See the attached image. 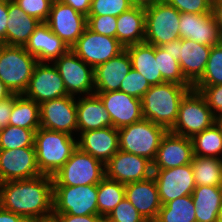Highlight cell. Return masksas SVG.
<instances>
[{
	"label": "cell",
	"mask_w": 222,
	"mask_h": 222,
	"mask_svg": "<svg viewBox=\"0 0 222 222\" xmlns=\"http://www.w3.org/2000/svg\"><path fill=\"white\" fill-rule=\"evenodd\" d=\"M0 206L29 222L49 220L53 214V176L0 183Z\"/></svg>",
	"instance_id": "obj_1"
},
{
	"label": "cell",
	"mask_w": 222,
	"mask_h": 222,
	"mask_svg": "<svg viewBox=\"0 0 222 222\" xmlns=\"http://www.w3.org/2000/svg\"><path fill=\"white\" fill-rule=\"evenodd\" d=\"M191 89L193 86L166 82L152 85L141 99L143 118L169 131L177 120L181 100Z\"/></svg>",
	"instance_id": "obj_2"
},
{
	"label": "cell",
	"mask_w": 222,
	"mask_h": 222,
	"mask_svg": "<svg viewBox=\"0 0 222 222\" xmlns=\"http://www.w3.org/2000/svg\"><path fill=\"white\" fill-rule=\"evenodd\" d=\"M72 135L40 127L35 133L34 147L39 171L53 176L77 149Z\"/></svg>",
	"instance_id": "obj_3"
},
{
	"label": "cell",
	"mask_w": 222,
	"mask_h": 222,
	"mask_svg": "<svg viewBox=\"0 0 222 222\" xmlns=\"http://www.w3.org/2000/svg\"><path fill=\"white\" fill-rule=\"evenodd\" d=\"M37 63L24 46L0 44V80L12 94H24Z\"/></svg>",
	"instance_id": "obj_4"
},
{
	"label": "cell",
	"mask_w": 222,
	"mask_h": 222,
	"mask_svg": "<svg viewBox=\"0 0 222 222\" xmlns=\"http://www.w3.org/2000/svg\"><path fill=\"white\" fill-rule=\"evenodd\" d=\"M168 130L148 119L118 129L119 150L154 161L158 147Z\"/></svg>",
	"instance_id": "obj_5"
},
{
	"label": "cell",
	"mask_w": 222,
	"mask_h": 222,
	"mask_svg": "<svg viewBox=\"0 0 222 222\" xmlns=\"http://www.w3.org/2000/svg\"><path fill=\"white\" fill-rule=\"evenodd\" d=\"M180 12L165 0H160L145 7L144 42L162 46L180 39Z\"/></svg>",
	"instance_id": "obj_6"
},
{
	"label": "cell",
	"mask_w": 222,
	"mask_h": 222,
	"mask_svg": "<svg viewBox=\"0 0 222 222\" xmlns=\"http://www.w3.org/2000/svg\"><path fill=\"white\" fill-rule=\"evenodd\" d=\"M215 122L216 117L205 97L199 91L191 89L181 100L177 120L169 131L192 138Z\"/></svg>",
	"instance_id": "obj_7"
},
{
	"label": "cell",
	"mask_w": 222,
	"mask_h": 222,
	"mask_svg": "<svg viewBox=\"0 0 222 222\" xmlns=\"http://www.w3.org/2000/svg\"><path fill=\"white\" fill-rule=\"evenodd\" d=\"M105 177V164L78 147L53 175V186L98 184Z\"/></svg>",
	"instance_id": "obj_8"
},
{
	"label": "cell",
	"mask_w": 222,
	"mask_h": 222,
	"mask_svg": "<svg viewBox=\"0 0 222 222\" xmlns=\"http://www.w3.org/2000/svg\"><path fill=\"white\" fill-rule=\"evenodd\" d=\"M53 214L99 215L97 184L53 186Z\"/></svg>",
	"instance_id": "obj_9"
},
{
	"label": "cell",
	"mask_w": 222,
	"mask_h": 222,
	"mask_svg": "<svg viewBox=\"0 0 222 222\" xmlns=\"http://www.w3.org/2000/svg\"><path fill=\"white\" fill-rule=\"evenodd\" d=\"M179 61L185 79L193 86L203 75L212 46L191 39H178L161 46Z\"/></svg>",
	"instance_id": "obj_10"
},
{
	"label": "cell",
	"mask_w": 222,
	"mask_h": 222,
	"mask_svg": "<svg viewBox=\"0 0 222 222\" xmlns=\"http://www.w3.org/2000/svg\"><path fill=\"white\" fill-rule=\"evenodd\" d=\"M53 64L63 79L68 95L88 96L95 93L94 68L85 63L72 50L61 55Z\"/></svg>",
	"instance_id": "obj_11"
},
{
	"label": "cell",
	"mask_w": 222,
	"mask_h": 222,
	"mask_svg": "<svg viewBox=\"0 0 222 222\" xmlns=\"http://www.w3.org/2000/svg\"><path fill=\"white\" fill-rule=\"evenodd\" d=\"M124 46L114 37L93 32L88 27L70 48L79 58L93 68L117 56Z\"/></svg>",
	"instance_id": "obj_12"
},
{
	"label": "cell",
	"mask_w": 222,
	"mask_h": 222,
	"mask_svg": "<svg viewBox=\"0 0 222 222\" xmlns=\"http://www.w3.org/2000/svg\"><path fill=\"white\" fill-rule=\"evenodd\" d=\"M50 62H38L35 65L32 77L24 96L36 103L67 96L62 77L56 66Z\"/></svg>",
	"instance_id": "obj_13"
},
{
	"label": "cell",
	"mask_w": 222,
	"mask_h": 222,
	"mask_svg": "<svg viewBox=\"0 0 222 222\" xmlns=\"http://www.w3.org/2000/svg\"><path fill=\"white\" fill-rule=\"evenodd\" d=\"M153 176V162L146 157L118 150L105 164V177L123 184Z\"/></svg>",
	"instance_id": "obj_14"
},
{
	"label": "cell",
	"mask_w": 222,
	"mask_h": 222,
	"mask_svg": "<svg viewBox=\"0 0 222 222\" xmlns=\"http://www.w3.org/2000/svg\"><path fill=\"white\" fill-rule=\"evenodd\" d=\"M46 23L71 48L87 27V17L60 0H53Z\"/></svg>",
	"instance_id": "obj_15"
},
{
	"label": "cell",
	"mask_w": 222,
	"mask_h": 222,
	"mask_svg": "<svg viewBox=\"0 0 222 222\" xmlns=\"http://www.w3.org/2000/svg\"><path fill=\"white\" fill-rule=\"evenodd\" d=\"M153 178L162 205L176 198L191 195L196 187L191 163L169 169H153Z\"/></svg>",
	"instance_id": "obj_16"
},
{
	"label": "cell",
	"mask_w": 222,
	"mask_h": 222,
	"mask_svg": "<svg viewBox=\"0 0 222 222\" xmlns=\"http://www.w3.org/2000/svg\"><path fill=\"white\" fill-rule=\"evenodd\" d=\"M76 97L67 95L40 104V127L65 132L77 131Z\"/></svg>",
	"instance_id": "obj_17"
},
{
	"label": "cell",
	"mask_w": 222,
	"mask_h": 222,
	"mask_svg": "<svg viewBox=\"0 0 222 222\" xmlns=\"http://www.w3.org/2000/svg\"><path fill=\"white\" fill-rule=\"evenodd\" d=\"M39 175L35 147L0 150V183Z\"/></svg>",
	"instance_id": "obj_18"
},
{
	"label": "cell",
	"mask_w": 222,
	"mask_h": 222,
	"mask_svg": "<svg viewBox=\"0 0 222 222\" xmlns=\"http://www.w3.org/2000/svg\"><path fill=\"white\" fill-rule=\"evenodd\" d=\"M96 94L112 120V126L120 129L143 119L141 99L121 91Z\"/></svg>",
	"instance_id": "obj_19"
},
{
	"label": "cell",
	"mask_w": 222,
	"mask_h": 222,
	"mask_svg": "<svg viewBox=\"0 0 222 222\" xmlns=\"http://www.w3.org/2000/svg\"><path fill=\"white\" fill-rule=\"evenodd\" d=\"M193 157L191 138L167 131L158 147L153 169H169L190 164Z\"/></svg>",
	"instance_id": "obj_20"
},
{
	"label": "cell",
	"mask_w": 222,
	"mask_h": 222,
	"mask_svg": "<svg viewBox=\"0 0 222 222\" xmlns=\"http://www.w3.org/2000/svg\"><path fill=\"white\" fill-rule=\"evenodd\" d=\"M180 38L191 39L202 45L214 46L222 42V36L212 13H180Z\"/></svg>",
	"instance_id": "obj_21"
},
{
	"label": "cell",
	"mask_w": 222,
	"mask_h": 222,
	"mask_svg": "<svg viewBox=\"0 0 222 222\" xmlns=\"http://www.w3.org/2000/svg\"><path fill=\"white\" fill-rule=\"evenodd\" d=\"M79 135L78 148L104 164L119 150V132L113 126L83 131Z\"/></svg>",
	"instance_id": "obj_22"
},
{
	"label": "cell",
	"mask_w": 222,
	"mask_h": 222,
	"mask_svg": "<svg viewBox=\"0 0 222 222\" xmlns=\"http://www.w3.org/2000/svg\"><path fill=\"white\" fill-rule=\"evenodd\" d=\"M125 197L147 222L156 220L162 204L153 176L143 181L125 184Z\"/></svg>",
	"instance_id": "obj_23"
},
{
	"label": "cell",
	"mask_w": 222,
	"mask_h": 222,
	"mask_svg": "<svg viewBox=\"0 0 222 222\" xmlns=\"http://www.w3.org/2000/svg\"><path fill=\"white\" fill-rule=\"evenodd\" d=\"M24 48L36 57L38 62L51 63L70 50V48L50 30L46 22H40L33 34L29 37Z\"/></svg>",
	"instance_id": "obj_24"
},
{
	"label": "cell",
	"mask_w": 222,
	"mask_h": 222,
	"mask_svg": "<svg viewBox=\"0 0 222 222\" xmlns=\"http://www.w3.org/2000/svg\"><path fill=\"white\" fill-rule=\"evenodd\" d=\"M131 69L132 63L126 49L112 59L95 67V93L119 91L123 79Z\"/></svg>",
	"instance_id": "obj_25"
},
{
	"label": "cell",
	"mask_w": 222,
	"mask_h": 222,
	"mask_svg": "<svg viewBox=\"0 0 222 222\" xmlns=\"http://www.w3.org/2000/svg\"><path fill=\"white\" fill-rule=\"evenodd\" d=\"M79 97L76 99L78 134L112 126L110 115L96 94Z\"/></svg>",
	"instance_id": "obj_26"
},
{
	"label": "cell",
	"mask_w": 222,
	"mask_h": 222,
	"mask_svg": "<svg viewBox=\"0 0 222 222\" xmlns=\"http://www.w3.org/2000/svg\"><path fill=\"white\" fill-rule=\"evenodd\" d=\"M40 21L26 14L13 0H8L6 45L25 46Z\"/></svg>",
	"instance_id": "obj_27"
},
{
	"label": "cell",
	"mask_w": 222,
	"mask_h": 222,
	"mask_svg": "<svg viewBox=\"0 0 222 222\" xmlns=\"http://www.w3.org/2000/svg\"><path fill=\"white\" fill-rule=\"evenodd\" d=\"M145 7L133 6L117 17V40L125 47L145 39Z\"/></svg>",
	"instance_id": "obj_28"
},
{
	"label": "cell",
	"mask_w": 222,
	"mask_h": 222,
	"mask_svg": "<svg viewBox=\"0 0 222 222\" xmlns=\"http://www.w3.org/2000/svg\"><path fill=\"white\" fill-rule=\"evenodd\" d=\"M125 49L130 56L132 68L143 75L151 86L165 83L158 71L154 45L143 42L129 45Z\"/></svg>",
	"instance_id": "obj_29"
},
{
	"label": "cell",
	"mask_w": 222,
	"mask_h": 222,
	"mask_svg": "<svg viewBox=\"0 0 222 222\" xmlns=\"http://www.w3.org/2000/svg\"><path fill=\"white\" fill-rule=\"evenodd\" d=\"M197 222H217L222 205V187L196 186L191 194Z\"/></svg>",
	"instance_id": "obj_30"
},
{
	"label": "cell",
	"mask_w": 222,
	"mask_h": 222,
	"mask_svg": "<svg viewBox=\"0 0 222 222\" xmlns=\"http://www.w3.org/2000/svg\"><path fill=\"white\" fill-rule=\"evenodd\" d=\"M37 131L40 128V104L18 95L13 103L9 124Z\"/></svg>",
	"instance_id": "obj_31"
},
{
	"label": "cell",
	"mask_w": 222,
	"mask_h": 222,
	"mask_svg": "<svg viewBox=\"0 0 222 222\" xmlns=\"http://www.w3.org/2000/svg\"><path fill=\"white\" fill-rule=\"evenodd\" d=\"M191 166L196 186L222 187V159L194 156Z\"/></svg>",
	"instance_id": "obj_32"
},
{
	"label": "cell",
	"mask_w": 222,
	"mask_h": 222,
	"mask_svg": "<svg viewBox=\"0 0 222 222\" xmlns=\"http://www.w3.org/2000/svg\"><path fill=\"white\" fill-rule=\"evenodd\" d=\"M191 140L194 156L222 159V132L216 123L195 134Z\"/></svg>",
	"instance_id": "obj_33"
},
{
	"label": "cell",
	"mask_w": 222,
	"mask_h": 222,
	"mask_svg": "<svg viewBox=\"0 0 222 222\" xmlns=\"http://www.w3.org/2000/svg\"><path fill=\"white\" fill-rule=\"evenodd\" d=\"M154 222H197L192 196L179 197L162 205Z\"/></svg>",
	"instance_id": "obj_34"
},
{
	"label": "cell",
	"mask_w": 222,
	"mask_h": 222,
	"mask_svg": "<svg viewBox=\"0 0 222 222\" xmlns=\"http://www.w3.org/2000/svg\"><path fill=\"white\" fill-rule=\"evenodd\" d=\"M124 197L125 184L104 177L97 184V205L99 215L106 218Z\"/></svg>",
	"instance_id": "obj_35"
},
{
	"label": "cell",
	"mask_w": 222,
	"mask_h": 222,
	"mask_svg": "<svg viewBox=\"0 0 222 222\" xmlns=\"http://www.w3.org/2000/svg\"><path fill=\"white\" fill-rule=\"evenodd\" d=\"M35 130L7 125L0 129V150L34 147Z\"/></svg>",
	"instance_id": "obj_36"
},
{
	"label": "cell",
	"mask_w": 222,
	"mask_h": 222,
	"mask_svg": "<svg viewBox=\"0 0 222 222\" xmlns=\"http://www.w3.org/2000/svg\"><path fill=\"white\" fill-rule=\"evenodd\" d=\"M155 58H158V71L166 83H175L184 86H192L184 77L179 61L166 53L161 46H155Z\"/></svg>",
	"instance_id": "obj_37"
},
{
	"label": "cell",
	"mask_w": 222,
	"mask_h": 222,
	"mask_svg": "<svg viewBox=\"0 0 222 222\" xmlns=\"http://www.w3.org/2000/svg\"><path fill=\"white\" fill-rule=\"evenodd\" d=\"M222 84V42L211 48L209 59L202 77L193 86Z\"/></svg>",
	"instance_id": "obj_38"
},
{
	"label": "cell",
	"mask_w": 222,
	"mask_h": 222,
	"mask_svg": "<svg viewBox=\"0 0 222 222\" xmlns=\"http://www.w3.org/2000/svg\"><path fill=\"white\" fill-rule=\"evenodd\" d=\"M133 6L129 0H92L88 16L118 17Z\"/></svg>",
	"instance_id": "obj_39"
},
{
	"label": "cell",
	"mask_w": 222,
	"mask_h": 222,
	"mask_svg": "<svg viewBox=\"0 0 222 222\" xmlns=\"http://www.w3.org/2000/svg\"><path fill=\"white\" fill-rule=\"evenodd\" d=\"M105 219L106 222H147L126 197Z\"/></svg>",
	"instance_id": "obj_40"
},
{
	"label": "cell",
	"mask_w": 222,
	"mask_h": 222,
	"mask_svg": "<svg viewBox=\"0 0 222 222\" xmlns=\"http://www.w3.org/2000/svg\"><path fill=\"white\" fill-rule=\"evenodd\" d=\"M151 87L143 75L135 69H131L123 79L119 91L142 99L146 91Z\"/></svg>",
	"instance_id": "obj_41"
},
{
	"label": "cell",
	"mask_w": 222,
	"mask_h": 222,
	"mask_svg": "<svg viewBox=\"0 0 222 222\" xmlns=\"http://www.w3.org/2000/svg\"><path fill=\"white\" fill-rule=\"evenodd\" d=\"M26 14L46 22L53 0H13Z\"/></svg>",
	"instance_id": "obj_42"
},
{
	"label": "cell",
	"mask_w": 222,
	"mask_h": 222,
	"mask_svg": "<svg viewBox=\"0 0 222 222\" xmlns=\"http://www.w3.org/2000/svg\"><path fill=\"white\" fill-rule=\"evenodd\" d=\"M87 27L95 33L117 38V17L87 16Z\"/></svg>",
	"instance_id": "obj_43"
},
{
	"label": "cell",
	"mask_w": 222,
	"mask_h": 222,
	"mask_svg": "<svg viewBox=\"0 0 222 222\" xmlns=\"http://www.w3.org/2000/svg\"><path fill=\"white\" fill-rule=\"evenodd\" d=\"M180 13L208 14L212 13L210 0H165Z\"/></svg>",
	"instance_id": "obj_44"
},
{
	"label": "cell",
	"mask_w": 222,
	"mask_h": 222,
	"mask_svg": "<svg viewBox=\"0 0 222 222\" xmlns=\"http://www.w3.org/2000/svg\"><path fill=\"white\" fill-rule=\"evenodd\" d=\"M193 89L199 91L205 97L208 106L215 117L222 114V84L211 86H193Z\"/></svg>",
	"instance_id": "obj_45"
},
{
	"label": "cell",
	"mask_w": 222,
	"mask_h": 222,
	"mask_svg": "<svg viewBox=\"0 0 222 222\" xmlns=\"http://www.w3.org/2000/svg\"><path fill=\"white\" fill-rule=\"evenodd\" d=\"M55 222H106L105 217L100 215L75 216L69 214H52Z\"/></svg>",
	"instance_id": "obj_46"
},
{
	"label": "cell",
	"mask_w": 222,
	"mask_h": 222,
	"mask_svg": "<svg viewBox=\"0 0 222 222\" xmlns=\"http://www.w3.org/2000/svg\"><path fill=\"white\" fill-rule=\"evenodd\" d=\"M18 95L19 94H12L7 99L0 101V129L9 124L13 103Z\"/></svg>",
	"instance_id": "obj_47"
},
{
	"label": "cell",
	"mask_w": 222,
	"mask_h": 222,
	"mask_svg": "<svg viewBox=\"0 0 222 222\" xmlns=\"http://www.w3.org/2000/svg\"><path fill=\"white\" fill-rule=\"evenodd\" d=\"M8 0H0V43L6 45Z\"/></svg>",
	"instance_id": "obj_48"
},
{
	"label": "cell",
	"mask_w": 222,
	"mask_h": 222,
	"mask_svg": "<svg viewBox=\"0 0 222 222\" xmlns=\"http://www.w3.org/2000/svg\"><path fill=\"white\" fill-rule=\"evenodd\" d=\"M62 3L71 6L74 10L82 13L86 17L89 14L92 0H60Z\"/></svg>",
	"instance_id": "obj_49"
},
{
	"label": "cell",
	"mask_w": 222,
	"mask_h": 222,
	"mask_svg": "<svg viewBox=\"0 0 222 222\" xmlns=\"http://www.w3.org/2000/svg\"><path fill=\"white\" fill-rule=\"evenodd\" d=\"M0 222H29L21 215L15 214L0 206Z\"/></svg>",
	"instance_id": "obj_50"
},
{
	"label": "cell",
	"mask_w": 222,
	"mask_h": 222,
	"mask_svg": "<svg viewBox=\"0 0 222 222\" xmlns=\"http://www.w3.org/2000/svg\"><path fill=\"white\" fill-rule=\"evenodd\" d=\"M212 14L215 18L217 25L222 36V0H217L212 3Z\"/></svg>",
	"instance_id": "obj_51"
},
{
	"label": "cell",
	"mask_w": 222,
	"mask_h": 222,
	"mask_svg": "<svg viewBox=\"0 0 222 222\" xmlns=\"http://www.w3.org/2000/svg\"><path fill=\"white\" fill-rule=\"evenodd\" d=\"M11 95H12V93L5 86V84L0 80V101L7 99Z\"/></svg>",
	"instance_id": "obj_52"
},
{
	"label": "cell",
	"mask_w": 222,
	"mask_h": 222,
	"mask_svg": "<svg viewBox=\"0 0 222 222\" xmlns=\"http://www.w3.org/2000/svg\"><path fill=\"white\" fill-rule=\"evenodd\" d=\"M134 6L147 7L160 0H129Z\"/></svg>",
	"instance_id": "obj_53"
},
{
	"label": "cell",
	"mask_w": 222,
	"mask_h": 222,
	"mask_svg": "<svg viewBox=\"0 0 222 222\" xmlns=\"http://www.w3.org/2000/svg\"><path fill=\"white\" fill-rule=\"evenodd\" d=\"M215 123L219 126V128L221 129V132H222V114L216 116V122Z\"/></svg>",
	"instance_id": "obj_54"
},
{
	"label": "cell",
	"mask_w": 222,
	"mask_h": 222,
	"mask_svg": "<svg viewBox=\"0 0 222 222\" xmlns=\"http://www.w3.org/2000/svg\"><path fill=\"white\" fill-rule=\"evenodd\" d=\"M217 222H222V205L220 206L218 211Z\"/></svg>",
	"instance_id": "obj_55"
},
{
	"label": "cell",
	"mask_w": 222,
	"mask_h": 222,
	"mask_svg": "<svg viewBox=\"0 0 222 222\" xmlns=\"http://www.w3.org/2000/svg\"><path fill=\"white\" fill-rule=\"evenodd\" d=\"M31 222H55V220L53 218L49 219V220H42V221H31Z\"/></svg>",
	"instance_id": "obj_56"
}]
</instances>
